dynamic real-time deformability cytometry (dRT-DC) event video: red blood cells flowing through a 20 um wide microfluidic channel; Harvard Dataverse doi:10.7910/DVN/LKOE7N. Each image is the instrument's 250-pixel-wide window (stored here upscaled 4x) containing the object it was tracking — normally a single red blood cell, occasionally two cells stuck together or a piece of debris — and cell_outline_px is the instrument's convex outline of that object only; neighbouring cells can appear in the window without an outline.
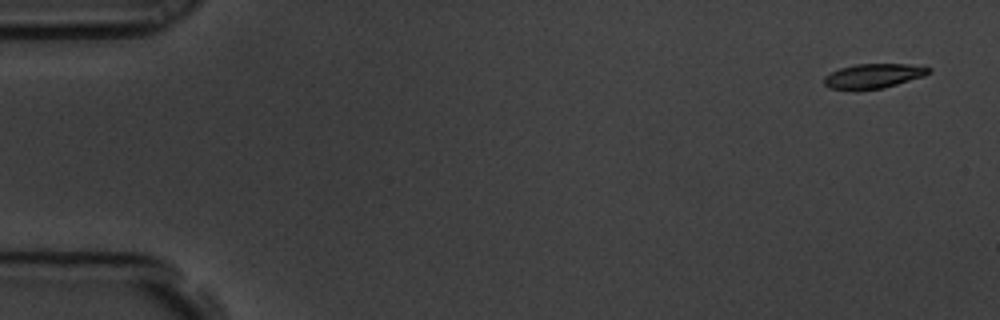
{"species": "common noctule bat (a hibernating species)", "species_latin": "Nyctalus noctula", "temperature_condition": "room temperature", "stored_images_in_passage": 11, "camera_frame_rate_fps": 3000, "um_per_image_px": 0.085, "animal": {"sex": "male", "body_mass_g": 19.5, "forearm_length_mm": 54.6}, "frame": {"image": 1, "passage_image": 1, "time_ms": 0.0, "image_size_px": [1000, 320], "cell_outline_px": [[932, 72], [924, 76], [884, 88], [828, 88], [824, 84], [824, 76], [840, 68], [856, 64], [908, 64], [932, 68]], "centroid_in_image_um": [74.29, 6.43], "position_along_channel_um": 10.7, "area_um2": 14.62}}
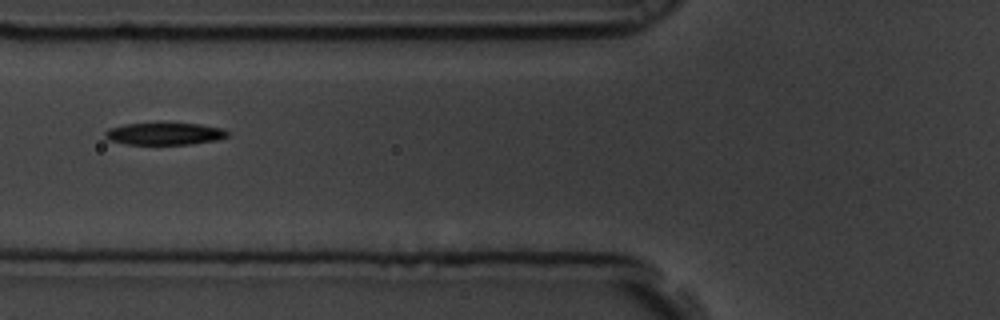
{"frame": {"image": 2, "passage_image": 6, "time_ms": 1.667, "image_size_px": [1000, 320], "cell_outline_px": [[228, 136], [216, 140], [188, 144], [124, 144], [108, 140], [104, 136], [104, 132], [108, 128], [124, 124], [160, 120], [164, 120], [200, 124], [224, 128], [228, 132]], "centroid_in_image_um": [13.94, 11.31], "position_along_channel_um": 111.9, "area_um2": 16.82}}
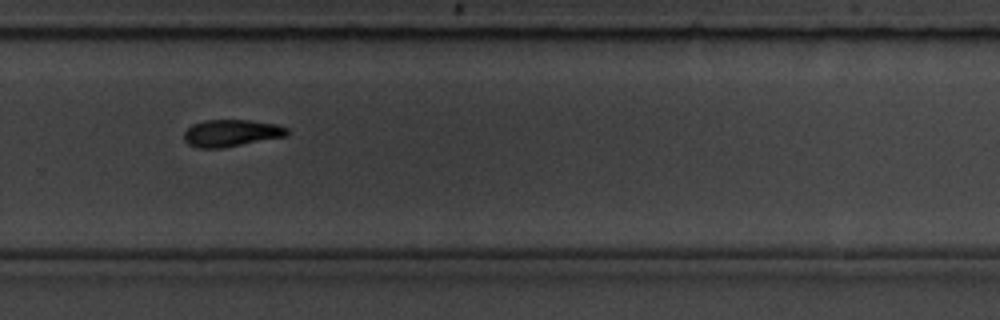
{"frame": {"image": 3, "passage_image": 11, "time_ms": 3.333, "image_size_px": [1000, 320], "cell_outline_px": [[288, 136], [224, 148], [200, 148], [188, 144], [184, 140], [184, 132], [192, 124], [204, 120], [248, 120], [276, 124], [288, 128]], "centroid_in_image_um": [19.67, 11.32], "position_along_channel_um": 310.1, "area_um2": 16.36}}